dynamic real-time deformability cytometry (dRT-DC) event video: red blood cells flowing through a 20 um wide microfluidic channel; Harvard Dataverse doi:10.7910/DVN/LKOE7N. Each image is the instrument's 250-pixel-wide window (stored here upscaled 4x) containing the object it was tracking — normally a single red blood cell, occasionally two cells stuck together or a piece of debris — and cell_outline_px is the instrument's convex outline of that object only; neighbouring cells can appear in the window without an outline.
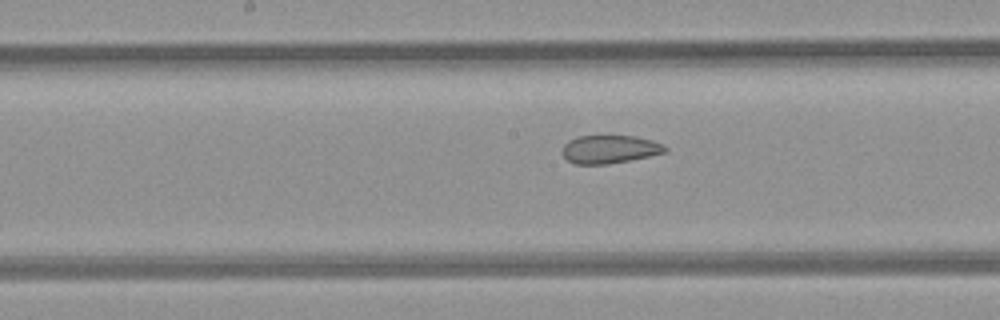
{"species": "common noctule bat (a hibernating species)", "species_latin": "Nyctalus noctula", "temperature_condition": "room temperature", "stored_images_in_passage": 6, "camera_frame_rate_fps": 3000, "um_per_image_px": 0.085, "animal": {"sex": "female", "body_mass_g": 21.9}, "frame": {"image": 1, "passage_image": 6, "time_ms": 5.667, "image_size_px": [1000, 320], "cell_outline_px": [[668, 152], [608, 164], [576, 164], [568, 160], [564, 156], [564, 144], [568, 140], [576, 136], [636, 136], [652, 140], [664, 144], [668, 148]], "centroid_in_image_um": [51.86, 12.68], "position_along_channel_um": 196.3, "area_um2": 16.82}}